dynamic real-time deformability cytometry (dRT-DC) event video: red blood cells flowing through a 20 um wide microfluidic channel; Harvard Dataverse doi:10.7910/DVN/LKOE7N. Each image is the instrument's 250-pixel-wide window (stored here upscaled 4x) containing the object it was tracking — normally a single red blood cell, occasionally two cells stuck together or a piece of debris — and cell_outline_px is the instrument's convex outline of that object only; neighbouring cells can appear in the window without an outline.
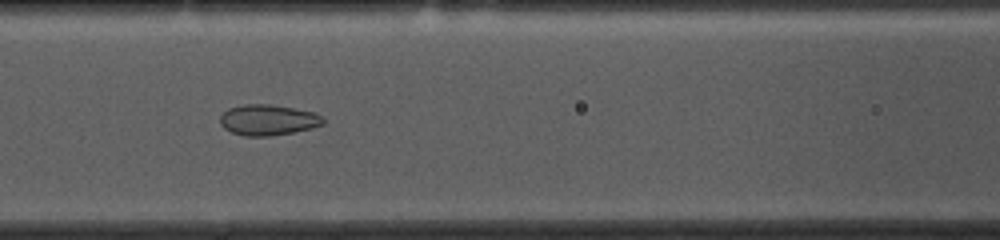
{"species": "common noctule bat (a hibernating species)", "species_latin": "Nyctalus noctula", "temperature_condition": "cold", "stored_images_in_passage": 45, "camera_frame_rate_fps": 3000, "um_per_image_px": 0.085, "animal": {"sex": "female", "body_mass_g": 10.0, "forearm_length_mm": 53.1}, "frame": {"image": 1, "passage_image": 13, "time_ms": 4.0, "image_size_px": [1000, 240], "cell_outline_px": [[324, 124], [312, 128], [272, 136], [244, 136], [232, 132], [224, 128], [220, 124], [220, 116], [228, 108], [244, 104], [268, 104], [292, 108], [312, 112], [320, 116], [324, 120]], "centroid_in_image_um": [22.75, 10.2], "position_along_channel_um": 143.9, "area_um2": 18.32}}
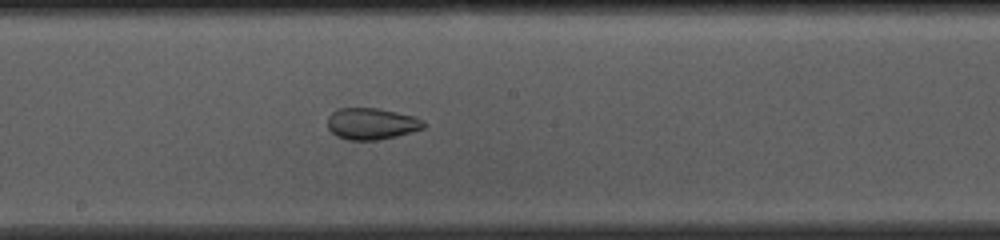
{"frame": {"image": 2, "passage_image": 19, "time_ms": 6.0, "image_size_px": [1000, 240], "cell_outline_px": [[424, 128], [396, 136], [376, 140], [348, 140], [336, 136], [328, 128], [328, 116], [332, 112], [340, 108], [376, 108], [416, 116], [424, 120]], "centroid_in_image_um": [31.58, 10.51], "position_along_channel_um": 216.6, "area_um2": 17.63}}
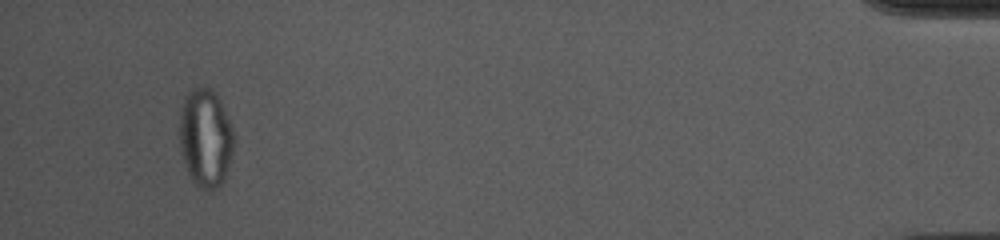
{"frame": {"image": 3, "passage_image": 42, "time_ms": 13.667, "image_size_px": [1000, 240], "cell_outline_px": [[232, 152], [224, 176], [220, 184], [216, 188], [200, 188], [192, 180], [188, 172], [180, 148], [180, 112], [184, 100], [188, 92], [192, 88], [200, 84], [216, 92], [232, 124]], "centroid_in_image_um": [17.45, 11.64], "position_along_channel_um": 417.8, "area_um2": 30.69}, "authors_computed_cell_mechanics": {"area_um2": 21.386, "velocity_mm_per_s": 3.6472, "shape_relaxation_time_tau1_ms": null, "shape_relaxation_time_tau2_ms": 1.5501, "deformation_change_tau1": null, "deformation_change_tau2": 0.0717}}